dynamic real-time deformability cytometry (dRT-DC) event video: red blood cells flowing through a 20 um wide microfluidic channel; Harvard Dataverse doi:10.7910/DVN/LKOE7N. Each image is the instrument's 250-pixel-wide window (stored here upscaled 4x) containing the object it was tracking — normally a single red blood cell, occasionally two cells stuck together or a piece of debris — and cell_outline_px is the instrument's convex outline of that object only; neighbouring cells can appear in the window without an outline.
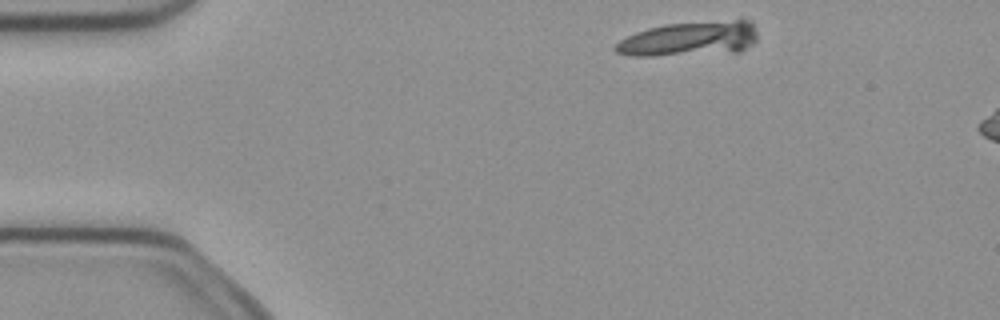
{"species": "common noctule bat (a hibernating species)", "species_latin": "Nyctalus noctula", "temperature_condition": "cold", "stored_images_in_passage": 3, "camera_frame_rate_fps": 3000, "um_per_image_px": 0.085, "animal": {"sex": "female", "body_mass_g": 21.9}, "frame": {"image": 1, "passage_image": 1, "time_ms": 0.0, "image_size_px": [1000, 320], "cell_outline_px": [[756, 40], [752, 44], [740, 52], [652, 56], [628, 56], [616, 52], [612, 48], [620, 40], [636, 32], [648, 28], [664, 24], [740, 16], [752, 20], [756, 32]], "centroid_in_image_um": [58.71, 3.24], "position_along_channel_um": 26.3, "area_um2": 29.94}}